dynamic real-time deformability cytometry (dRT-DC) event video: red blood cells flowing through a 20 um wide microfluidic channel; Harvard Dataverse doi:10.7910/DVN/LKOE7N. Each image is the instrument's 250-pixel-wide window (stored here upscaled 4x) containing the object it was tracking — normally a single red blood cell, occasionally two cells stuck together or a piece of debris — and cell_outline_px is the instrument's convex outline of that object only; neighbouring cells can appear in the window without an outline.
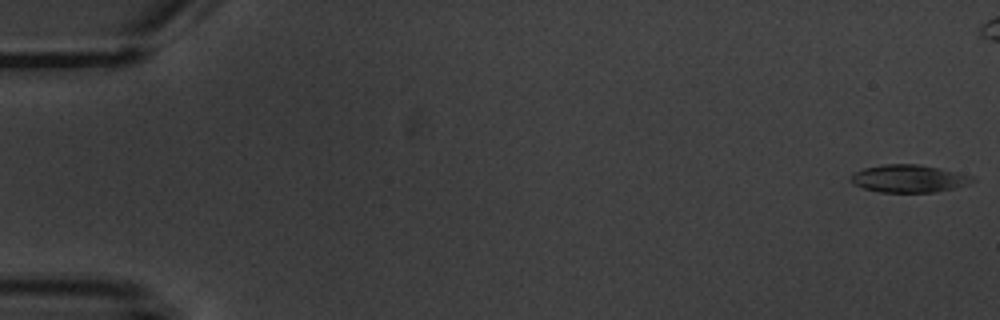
{"species": "common noctule bat (a hibernating species)", "species_latin": "Nyctalus noctula", "temperature_condition": "warm", "stored_images_in_passage": 4, "camera_frame_rate_fps": 3000, "um_per_image_px": 0.085, "animal": {"sex": "male", "body_mass_g": 20.1, "forearm_length_mm": 53.5}, "frame": {"image": 1, "passage_image": 1, "time_ms": 0.0, "image_size_px": [1000, 320], "cell_outline_px": [[976, 180], [968, 184], [936, 192], [880, 192], [864, 188], [852, 184], [852, 176], [856, 172], [864, 168], [884, 164], [920, 164], [972, 176]], "centroid_in_image_um": [77.24, 15.18], "position_along_channel_um": 7.8, "area_um2": 19.25}}